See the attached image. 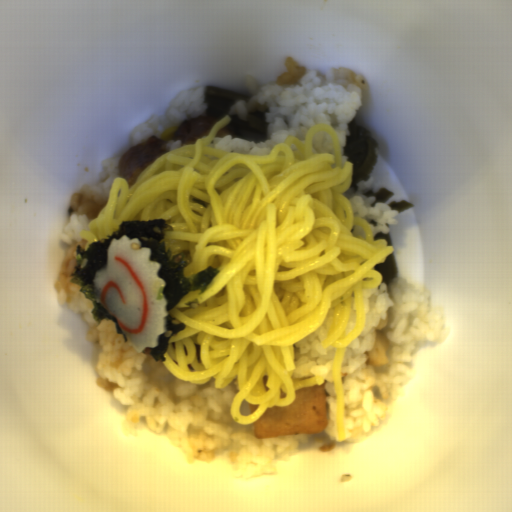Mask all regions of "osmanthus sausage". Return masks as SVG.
Listing matches in <instances>:
<instances>
[{"label":"osmanthus sausage","mask_w":512,"mask_h":512,"mask_svg":"<svg viewBox=\"0 0 512 512\" xmlns=\"http://www.w3.org/2000/svg\"><path fill=\"white\" fill-rule=\"evenodd\" d=\"M388 320L382 319L375 330V343L372 350L365 351L367 355L366 362L372 368H381L387 365L389 359L387 356L388 349L390 347L385 329L387 328Z\"/></svg>","instance_id":"obj_1"}]
</instances>
